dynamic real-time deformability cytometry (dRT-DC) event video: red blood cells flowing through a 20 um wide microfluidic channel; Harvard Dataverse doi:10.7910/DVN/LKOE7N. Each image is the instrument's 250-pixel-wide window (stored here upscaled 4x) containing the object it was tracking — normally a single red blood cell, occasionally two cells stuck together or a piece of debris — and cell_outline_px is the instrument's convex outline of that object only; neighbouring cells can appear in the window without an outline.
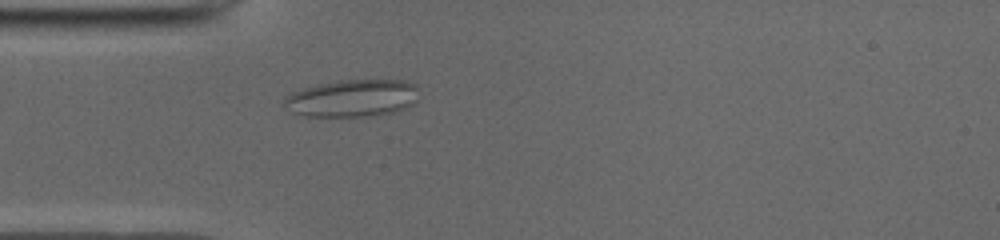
{"species": "common noctule bat (a hibernating species)", "species_latin": "Nyctalus noctula", "temperature_condition": "cold", "stored_images_in_passage": 41, "camera_frame_rate_fps": 3000, "um_per_image_px": 0.085, "animal": {"sex": "male", "body_mass_g": 19.0, "forearm_length_mm": 50.8}, "frame": {"image": 1, "passage_image": 3, "time_ms": 0.667, "image_size_px": [1000, 240], "cell_outline_px": [[416, 100], [412, 104], [404, 108], [392, 112], [368, 116], [304, 116], [292, 112], [284, 104], [284, 96], [288, 92], [316, 84], [336, 80], [404, 80], [416, 84]], "centroid_in_image_um": [29.88, 8.33], "position_along_channel_um": 55.1, "area_um2": 29.36}}
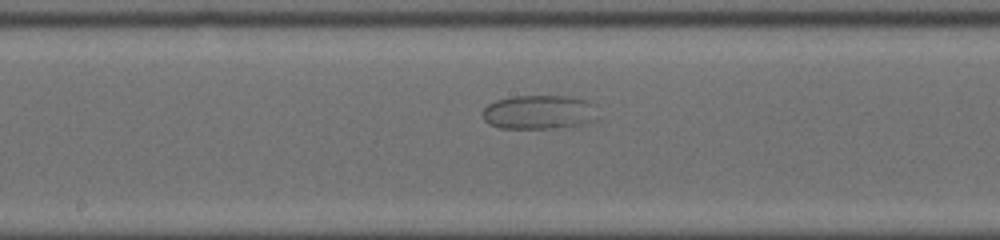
{"frame": {"image": 2, "passage_image": 15, "time_ms": 4.667, "image_size_px": [1000, 240], "cell_outline_px": [[592, 104], [576, 124], [548, 128], [500, 128], [488, 124], [484, 120], [484, 108], [488, 104], [496, 100], [512, 96], [568, 96], [584, 100]], "centroid_in_image_um": [45.49, 9.5], "position_along_channel_um": 202.7, "area_um2": 21.15}}
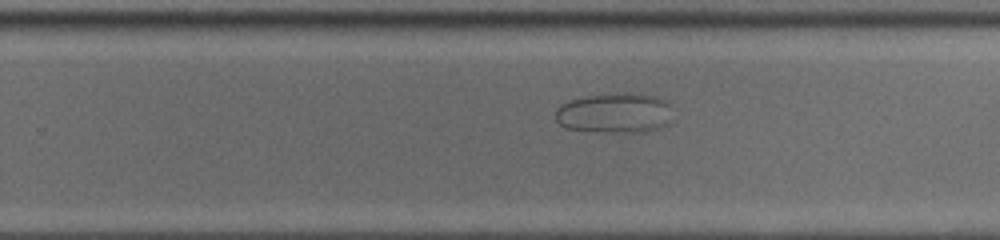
{"frame": {"image": 3, "passage_image": 21, "time_ms": 6.667, "image_size_px": [1000, 240], "cell_outline_px": [[668, 104], [664, 124], [656, 128], [636, 132], [632, 132], [568, 128], [560, 124], [556, 120], [556, 108], [560, 104], [568, 100], [584, 96], [620, 92], [640, 92], [652, 96]], "centroid_in_image_um": [52.11, 9.55], "position_along_channel_um": 277.7, "area_um2": 26.36}}